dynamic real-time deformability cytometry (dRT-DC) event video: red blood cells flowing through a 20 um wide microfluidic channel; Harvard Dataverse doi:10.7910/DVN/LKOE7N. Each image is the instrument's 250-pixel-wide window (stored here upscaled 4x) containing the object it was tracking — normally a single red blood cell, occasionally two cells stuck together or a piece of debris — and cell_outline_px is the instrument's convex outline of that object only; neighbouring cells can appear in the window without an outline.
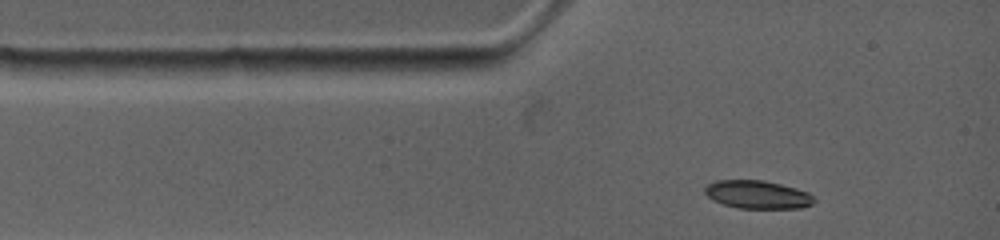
{"species": "common noctule bat (a hibernating species)", "species_latin": "Nyctalus noctula", "temperature_condition": "warm", "stored_images_in_passage": 30, "camera_frame_rate_fps": 4500, "um_per_image_px": 0.085, "animal": {"sex": "female", "body_mass_g": 19.0, "forearm_length_mm": 53.3}, "frame": {"image": 1, "passage_image": 1, "time_ms": 0.0, "image_size_px": [1000, 240], "cell_outline_px": [[816, 200], [812, 204], [800, 208], [736, 208], [712, 200], [704, 192], [704, 188], [708, 184], [716, 180], [764, 180], [796, 188], [808, 192]], "centroid_in_image_um": [64.38, 16.54], "position_along_channel_um": 20.6, "area_um2": 17.92}}
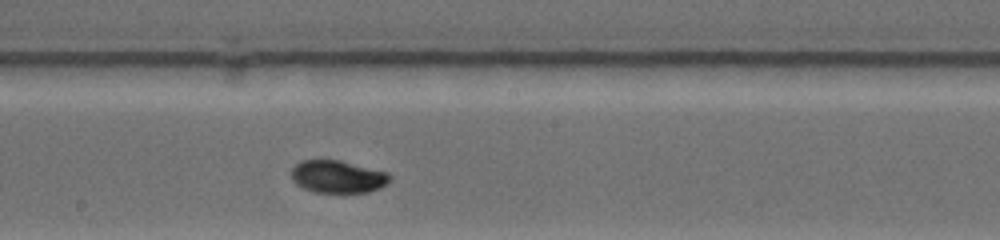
{"frame": {"image": 2, "passage_image": 13, "time_ms": 5.556, "image_size_px": [1000, 240], "cell_outline_px": [[392, 180], [388, 184], [380, 188], [368, 192], [312, 192], [296, 184], [292, 180], [292, 168], [300, 160], [336, 160], [388, 172], [392, 176]], "centroid_in_image_um": [28.73, 15.02], "position_along_channel_um": 219.5, "area_um2": 18.67}}
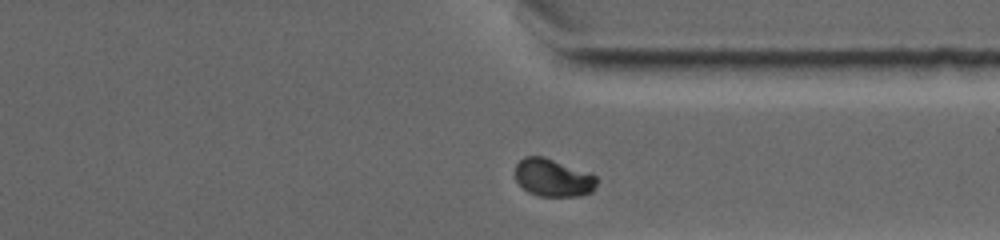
{"frame": {"image": 3, "passage_image": 26, "time_ms": 9.333, "image_size_px": [1000, 240], "cell_outline_px": [[600, 180], [592, 192], [580, 196], [540, 196], [528, 192], [516, 180], [516, 164], [524, 156], [544, 156], [588, 172], [596, 176]], "centroid_in_image_um": [47.04, 15.11], "position_along_channel_um": 364.4, "area_um2": 18.03}, "authors_computed_cell_mechanics": {"area_um2": 18.2359, "velocity_mm_per_s": 3.8354, "shape_relaxation_time_tau1_ms": 6.0438, "shape_relaxation_time_tau2_ms": null, "deformation_change_tau1": 0.1714, "deformation_change_tau2": null}}